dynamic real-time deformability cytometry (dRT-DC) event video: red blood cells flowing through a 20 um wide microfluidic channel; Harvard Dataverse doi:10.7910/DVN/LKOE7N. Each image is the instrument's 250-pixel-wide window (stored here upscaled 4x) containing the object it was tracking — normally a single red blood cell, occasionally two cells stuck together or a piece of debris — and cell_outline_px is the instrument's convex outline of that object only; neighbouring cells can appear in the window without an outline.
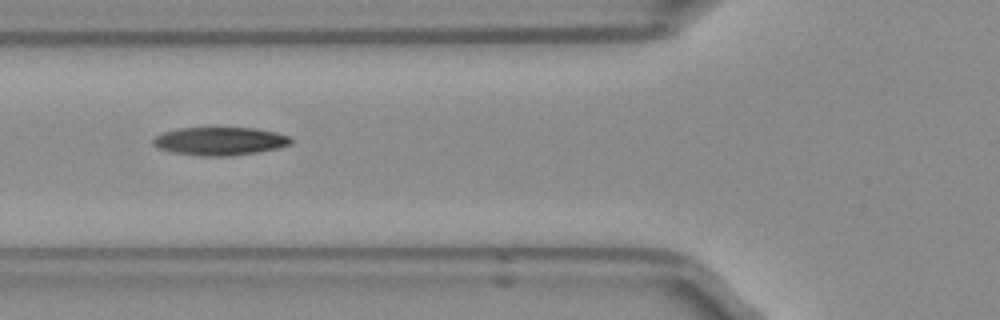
{"species": "Egyptian fruit bat (a non-hibernating species)", "species_latin": "Rousettus aegyptiacus", "temperature_condition": "room temperature", "stored_images_in_passage": 5, "camera_frame_rate_fps": 3000, "um_per_image_px": 0.085, "frame": {"image": 1, "passage_image": 5, "time_ms": 1.333, "image_size_px": [1000, 320], "cell_outline_px": [[292, 144], [260, 152], [232, 156], [200, 156], [172, 152], [160, 148], [152, 144], [152, 140], [156, 136], [164, 132], [176, 128], [252, 128], [276, 132], [288, 136], [292, 140]], "centroid_in_image_um": [18.69, 12.0], "position_along_channel_um": 107.1, "area_um2": 22.6}}